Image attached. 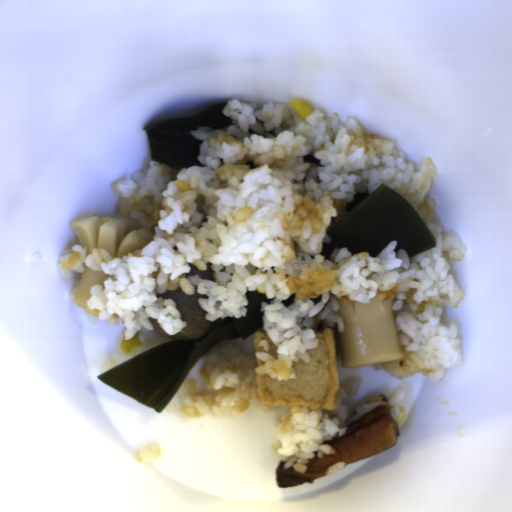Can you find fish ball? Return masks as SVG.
I'll use <instances>...</instances> for the list:
<instances>
[{
  "label": "fish ball",
  "mask_w": 512,
  "mask_h": 512,
  "mask_svg": "<svg viewBox=\"0 0 512 512\" xmlns=\"http://www.w3.org/2000/svg\"><path fill=\"white\" fill-rule=\"evenodd\" d=\"M259 339H267L268 341V346L271 350V353H272V356L274 358H277V347L276 345L273 343V341L270 339V337L263 331L262 327L261 328H258L254 333H253V344H254V349H253V352L257 353L259 351H265L264 348L262 346H259ZM266 352V351H265Z\"/></svg>",
  "instance_id": "2"
},
{
  "label": "fish ball",
  "mask_w": 512,
  "mask_h": 512,
  "mask_svg": "<svg viewBox=\"0 0 512 512\" xmlns=\"http://www.w3.org/2000/svg\"><path fill=\"white\" fill-rule=\"evenodd\" d=\"M256 363L260 366L261 364L266 363V362H262V361H260V360L257 358Z\"/></svg>",
  "instance_id": "3"
},
{
  "label": "fish ball",
  "mask_w": 512,
  "mask_h": 512,
  "mask_svg": "<svg viewBox=\"0 0 512 512\" xmlns=\"http://www.w3.org/2000/svg\"><path fill=\"white\" fill-rule=\"evenodd\" d=\"M336 326L324 327L315 333L319 347L307 351L310 361L295 363V378L281 380L267 374L256 375L254 387L259 403L287 408H322L334 418L339 410L336 393L340 387L335 339Z\"/></svg>",
  "instance_id": "1"
}]
</instances>
